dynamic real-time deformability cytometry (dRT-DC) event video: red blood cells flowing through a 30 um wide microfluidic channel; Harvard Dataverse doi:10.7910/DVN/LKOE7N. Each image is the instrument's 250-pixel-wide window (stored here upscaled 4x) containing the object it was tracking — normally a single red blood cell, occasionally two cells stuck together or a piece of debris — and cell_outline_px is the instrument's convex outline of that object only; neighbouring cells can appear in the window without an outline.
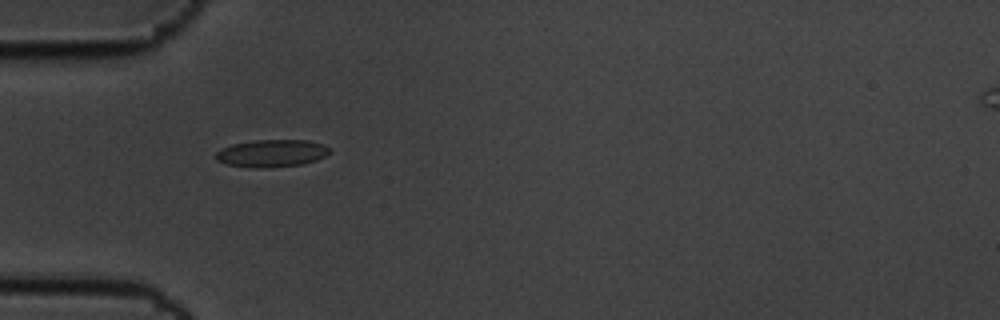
{"species": "common noctule bat (a hibernating species)", "species_latin": "Nyctalus noctula", "temperature_condition": "cold", "stored_images_in_passage": 2, "camera_frame_rate_fps": 3000, "um_per_image_px": 0.085, "animal": {"sex": "male", "body_mass_g": 19.5, "forearm_length_mm": 54.6}, "frame": {"image": 1, "passage_image": 1, "time_ms": 0.0, "image_size_px": [1000, 320], "cell_outline_px": [[332, 152], [316, 160], [304, 164], [268, 168], [256, 168], [228, 164], [216, 160], [216, 152], [220, 148], [232, 144], [252, 140], [308, 140], [324, 144], [332, 148]], "centroid_in_image_um": [23.13, 13.02], "position_along_channel_um": 61.9, "area_um2": 18.44}}
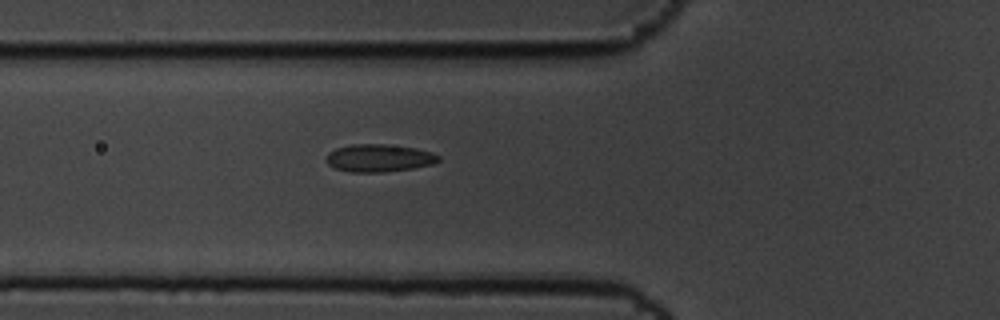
{"frame": {"image": 2, "passage_image": 2, "time_ms": 0.333, "image_size_px": [1000, 320], "cell_outline_px": [[440, 160], [432, 164], [412, 168], [384, 172], [352, 172], [336, 168], [328, 164], [324, 160], [324, 156], [328, 152], [336, 148], [352, 144], [384, 144], [416, 148], [432, 152], [440, 156]], "centroid_in_image_um": [32.18, 13.42], "position_along_channel_um": 93.6, "area_um2": 18.15}}